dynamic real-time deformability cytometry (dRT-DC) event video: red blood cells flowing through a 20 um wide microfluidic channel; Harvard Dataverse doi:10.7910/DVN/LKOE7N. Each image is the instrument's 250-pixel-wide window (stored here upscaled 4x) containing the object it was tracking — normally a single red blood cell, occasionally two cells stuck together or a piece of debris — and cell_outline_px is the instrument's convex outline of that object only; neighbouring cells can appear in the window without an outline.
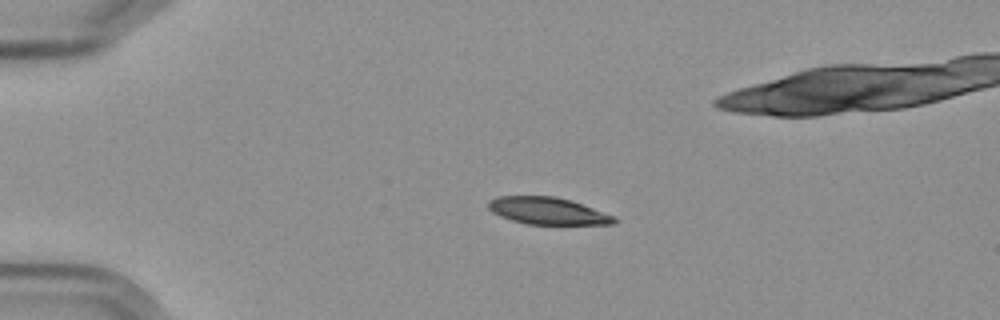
{"species": "Egyptian fruit bat (a non-hibernating species)", "species_latin": "Rousettus aegyptiacus", "temperature_condition": "cold", "stored_images_in_passage": 6, "camera_frame_rate_fps": 3000, "um_per_image_px": 0.085, "frame": {"image": 1, "passage_image": 3, "time_ms": 2.333, "image_size_px": [1000, 320], "cell_outline_px": [[616, 220], [612, 224], [528, 224], [512, 220], [500, 216], [492, 212], [488, 208], [488, 200], [500, 196], [556, 196], [572, 200], [616, 216]], "centroid_in_image_um": [46.55, 17.91], "position_along_channel_um": 38.4, "area_um2": 19.88}}
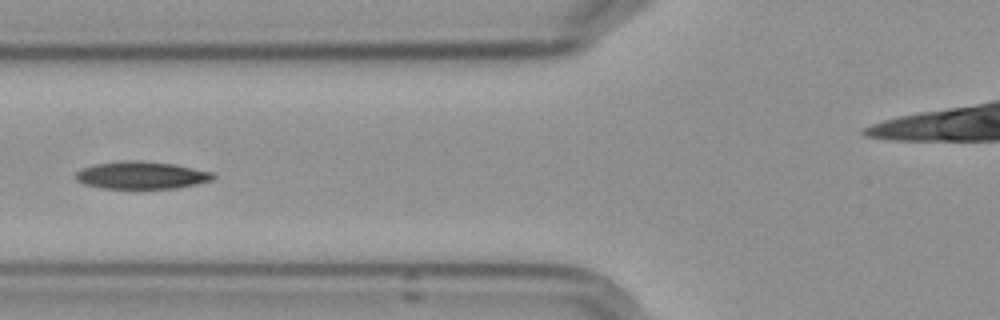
{"frame": {"image": 2, "passage_image": 6, "time_ms": 5.667, "image_size_px": [1000, 320], "cell_outline_px": [[216, 176], [212, 180], [196, 184], [176, 188], [104, 188], [84, 184], [76, 180], [76, 172], [80, 168], [92, 164], [124, 160], [140, 160], [176, 164], [212, 172]], "centroid_in_image_um": [12.0, 14.88], "position_along_channel_um": 113.8, "area_um2": 22.14}}